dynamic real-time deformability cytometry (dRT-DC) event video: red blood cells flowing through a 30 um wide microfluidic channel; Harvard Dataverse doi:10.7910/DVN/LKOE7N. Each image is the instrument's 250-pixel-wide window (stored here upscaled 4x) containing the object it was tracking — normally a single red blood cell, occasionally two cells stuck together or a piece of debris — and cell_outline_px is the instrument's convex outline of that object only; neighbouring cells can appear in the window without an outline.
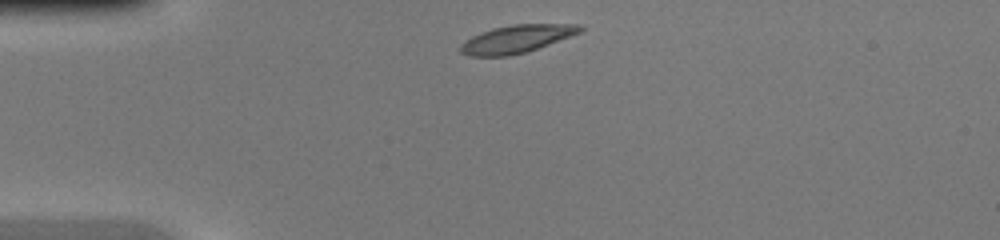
{"species": "common noctule bat (a hibernating species)", "species_latin": "Nyctalus noctula", "temperature_condition": "warm", "stored_images_in_passage": 36, "camera_frame_rate_fps": 3000, "um_per_image_px": 0.085, "animal": {"sex": "female", "body_mass_g": 20.0, "forearm_length_mm": 54.0}, "frame": {"image": 1, "passage_image": 1, "time_ms": 0.0, "image_size_px": [1000, 240], "cell_outline_px": [[584, 28], [580, 32], [528, 52], [508, 56], [468, 56], [460, 52], [460, 44], [472, 36], [480, 32], [492, 28], [512, 24], [580, 24]], "centroid_in_image_um": [43.88, 3.31], "position_along_channel_um": 41.1, "area_um2": 19.42}}
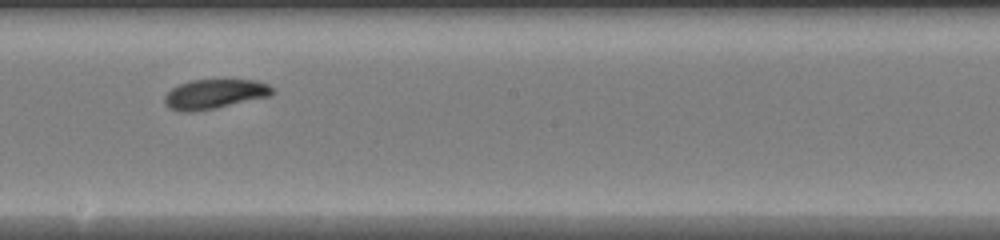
{"frame": {"image": 2, "passage_image": 16, "time_ms": 5.0, "image_size_px": [1000, 240], "cell_outline_px": [[276, 92], [272, 96], [216, 108], [192, 112], [180, 112], [168, 108], [164, 104], [164, 96], [172, 88], [180, 84], [192, 80], [256, 80], [268, 84]], "centroid_in_image_um": [18.25, 8.01], "position_along_channel_um": 230.0, "area_um2": 18.79}}
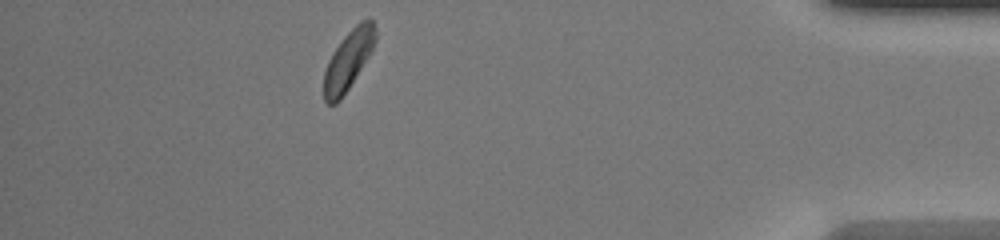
{"frame": {"image": 3, "passage_image": 31, "time_ms": 10.0, "image_size_px": [1000, 240], "cell_outline_px": [[376, 40], [368, 56], [348, 88], [340, 100], [336, 104], [328, 104], [324, 100], [324, 72], [328, 60], [332, 52], [344, 36], [360, 20], [368, 16], [372, 20], [376, 28]], "centroid_in_image_um": [29.6, 5.07], "position_along_channel_um": 405.6, "area_um2": 17.69}}